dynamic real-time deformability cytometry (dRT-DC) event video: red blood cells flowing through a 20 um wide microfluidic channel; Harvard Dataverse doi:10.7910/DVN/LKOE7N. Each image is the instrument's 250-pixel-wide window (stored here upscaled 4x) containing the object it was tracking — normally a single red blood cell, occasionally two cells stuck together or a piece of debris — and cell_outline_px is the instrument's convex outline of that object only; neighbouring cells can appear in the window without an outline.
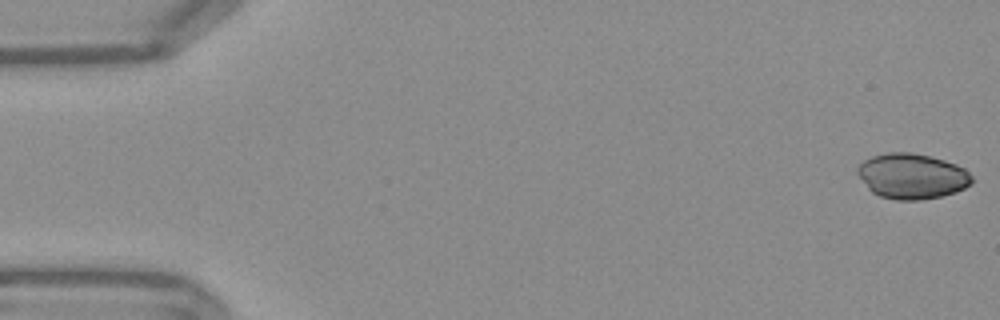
{"species": "Egyptian fruit bat (a non-hibernating species)", "species_latin": "Rousettus aegyptiacus", "temperature_condition": "warm", "stored_images_in_passage": 16, "camera_frame_rate_fps": 3000, "um_per_image_px": 0.085, "frame": {"image": 1, "passage_image": 1, "time_ms": 0.0, "image_size_px": [1000, 320], "cell_outline_px": [[972, 184], [956, 192], [940, 196], [920, 200], [896, 200], [880, 196], [872, 192], [868, 188], [856, 172], [856, 168], [864, 160], [872, 156], [888, 152], [912, 152], [944, 160], [956, 164], [964, 168], [972, 176]], "centroid_in_image_um": [77.51, 14.97], "position_along_channel_um": 7.5, "area_um2": 30.23}}